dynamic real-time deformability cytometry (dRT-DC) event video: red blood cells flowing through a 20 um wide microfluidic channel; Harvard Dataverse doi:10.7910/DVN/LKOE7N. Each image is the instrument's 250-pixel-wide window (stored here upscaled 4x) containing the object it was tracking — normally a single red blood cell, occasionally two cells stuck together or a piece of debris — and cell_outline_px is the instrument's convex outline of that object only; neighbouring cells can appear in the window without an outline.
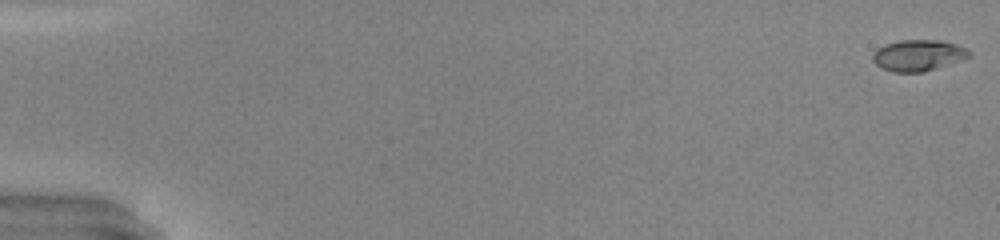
{"species": "common noctule bat (a hibernating species)", "species_latin": "Nyctalus noctula", "temperature_condition": "warm", "stored_images_in_passage": 50, "camera_frame_rate_fps": 3000, "um_per_image_px": 0.085, "animal": {"sex": "male", "body_mass_g": 20.0, "forearm_length_mm": 53.3}, "frame": {"image": 1, "passage_image": 1, "time_ms": 0.0, "image_size_px": [1000, 240], "cell_outline_px": [[972, 52], [968, 56], [960, 60], [924, 72], [892, 72], [880, 68], [872, 60], [872, 56], [876, 48], [884, 44], [900, 40], [940, 40], [956, 44], [968, 48]], "centroid_in_image_um": [78.01, 4.7], "position_along_channel_um": 7.0, "area_um2": 17.63}}
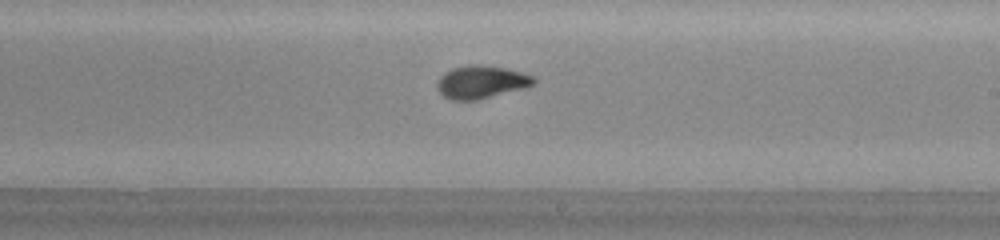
{"frame": {"image": 2, "passage_image": 31, "time_ms": 10.0, "image_size_px": [1000, 240], "cell_outline_px": [[536, 80], [532, 84], [524, 88], [476, 100], [452, 100], [444, 96], [436, 88], [436, 84], [440, 76], [444, 72], [452, 68], [480, 64], [504, 68], [520, 72], [532, 76]], "centroid_in_image_um": [40.86, 6.97], "position_along_channel_um": 248.1, "area_um2": 18.21}}
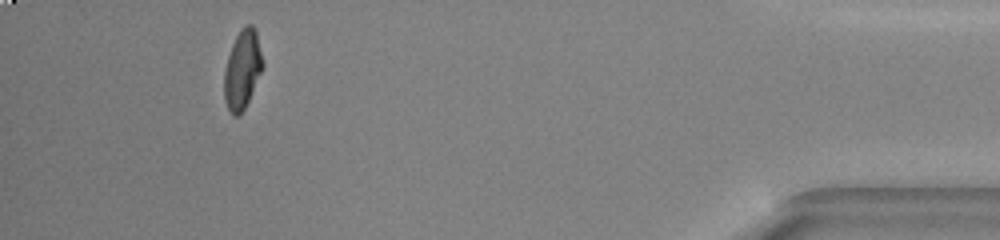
{"frame": {"image": 3, "passage_image": 47, "time_ms": 15.333, "image_size_px": [1000, 240], "cell_outline_px": [[264, 68], [244, 108], [236, 116], [232, 116], [224, 100], [224, 72], [228, 56], [232, 44], [236, 36], [248, 24], [252, 24], [256, 32], [264, 64]], "centroid_in_image_um": [20.6, 5.92], "position_along_channel_um": 414.6, "area_um2": 17.46}, "authors_computed_cell_mechanics": {"area_um2": 17.629, "velocity_mm_per_s": 4.2019, "shape_relaxation_time_tau1_ms": 5.3951, "shape_relaxation_time_tau2_ms": 0.7784, "deformation_change_tau1": 0.2321, "deformation_change_tau2": 0.05}}